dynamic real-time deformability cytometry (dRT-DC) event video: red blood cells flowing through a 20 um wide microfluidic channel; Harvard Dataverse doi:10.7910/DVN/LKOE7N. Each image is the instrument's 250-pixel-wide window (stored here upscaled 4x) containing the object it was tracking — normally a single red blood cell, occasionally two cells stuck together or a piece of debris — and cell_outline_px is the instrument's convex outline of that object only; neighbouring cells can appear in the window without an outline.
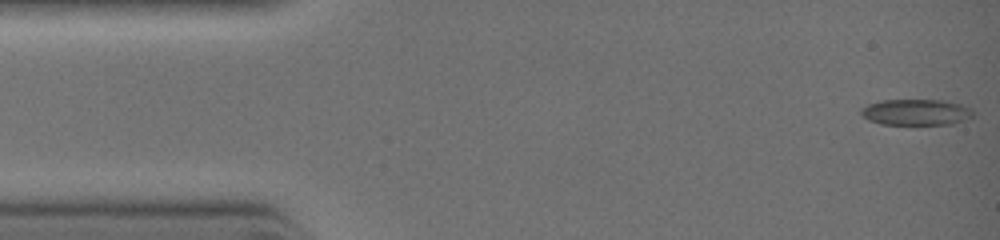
{"species": "common noctule bat (a hibernating species)", "species_latin": "Nyctalus noctula", "temperature_condition": "warm", "stored_images_in_passage": 15, "camera_frame_rate_fps": 3000, "um_per_image_px": 0.085, "animal": {"sex": "female", "body_mass_g": 19.0, "forearm_length_mm": 51.5}, "frame": {"image": 1, "passage_image": 1, "time_ms": 0.0, "image_size_px": [1000, 240], "cell_outline_px": [[972, 116], [952, 124], [880, 124], [868, 120], [860, 112], [868, 104], [880, 100], [944, 100], [960, 104], [972, 108]], "centroid_in_image_um": [77.86, 9.53], "position_along_channel_um": 7.1, "area_um2": 16.82}}
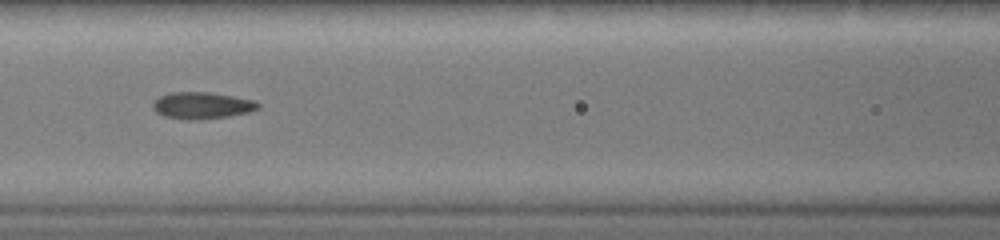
{"frame": {"image": 2, "passage_image": 8, "time_ms": 4.333, "image_size_px": [1000, 240], "cell_outline_px": [[260, 108], [248, 112], [228, 116], [196, 120], [188, 120], [164, 116], [156, 112], [152, 108], [152, 104], [160, 96], [172, 92], [208, 92], [232, 96], [252, 100], [260, 104]], "centroid_in_image_um": [17.15, 8.97], "position_along_channel_um": 149.5, "area_um2": 16.24}}
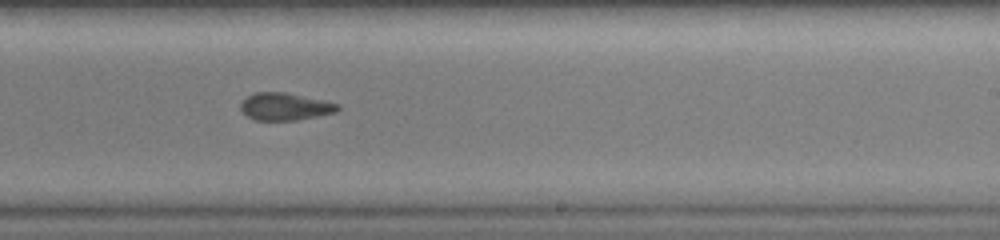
{"frame": {"image": 3, "passage_image": 14, "time_ms": 6.333, "image_size_px": [1000, 240], "cell_outline_px": [[340, 108], [336, 112], [296, 120], [256, 120], [248, 116], [240, 108], [240, 104], [248, 96], [256, 92], [284, 92], [340, 104]], "centroid_in_image_um": [24.23, 9.06], "position_along_channel_um": 264.8, "area_um2": 15.2}}